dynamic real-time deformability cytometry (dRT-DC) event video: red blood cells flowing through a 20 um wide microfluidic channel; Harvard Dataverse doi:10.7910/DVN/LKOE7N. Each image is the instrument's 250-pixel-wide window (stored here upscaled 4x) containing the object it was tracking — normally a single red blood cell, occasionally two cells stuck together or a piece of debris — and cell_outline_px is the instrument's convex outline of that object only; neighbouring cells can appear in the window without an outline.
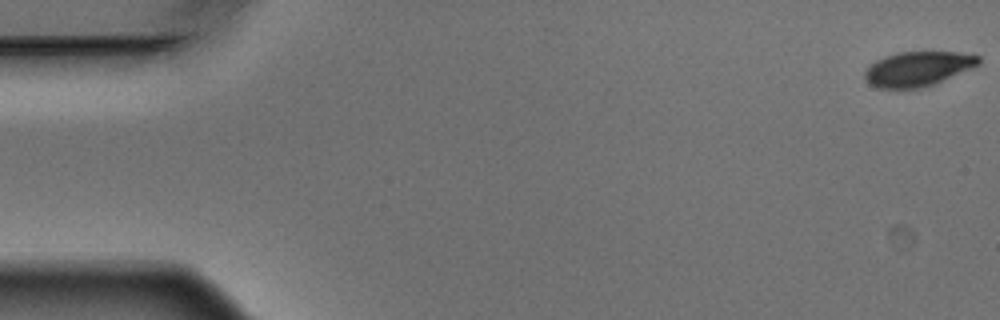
{"species": "Egyptian fruit bat (a non-hibernating species)", "species_latin": "Rousettus aegyptiacus", "temperature_condition": "warm", "stored_images_in_passage": 6, "camera_frame_rate_fps": 3000, "um_per_image_px": 0.085, "animal": {"sex": "male"}, "frame": {"image": 1, "passage_image": 1, "time_ms": 0.0, "image_size_px": [1000, 320], "cell_outline_px": [[980, 64], [932, 84], [920, 88], [876, 88], [868, 84], [864, 76], [864, 72], [876, 60], [884, 56], [900, 52], [960, 52], [980, 56]], "centroid_in_image_um": [77.98, 5.84], "position_along_channel_um": 7.0, "area_um2": 22.72}}